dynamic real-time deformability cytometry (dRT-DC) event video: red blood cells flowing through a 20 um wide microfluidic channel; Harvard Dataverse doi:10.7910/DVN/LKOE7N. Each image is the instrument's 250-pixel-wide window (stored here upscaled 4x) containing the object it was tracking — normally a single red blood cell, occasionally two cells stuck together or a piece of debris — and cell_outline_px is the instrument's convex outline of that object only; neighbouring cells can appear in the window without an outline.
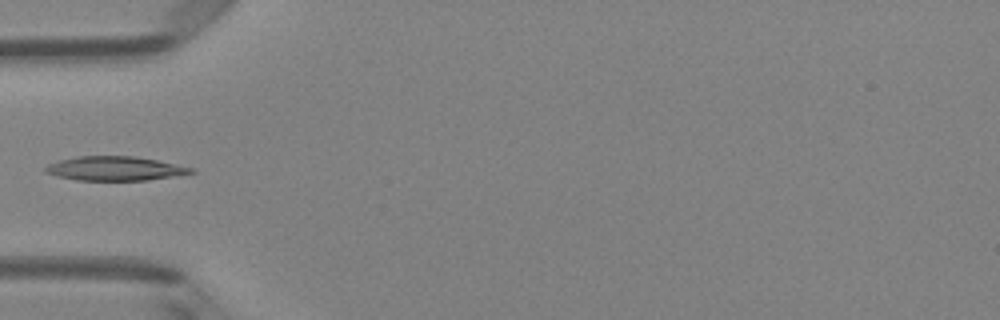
{"species": "Egyptian fruit bat (a non-hibernating species)", "species_latin": "Rousettus aegyptiacus", "temperature_condition": "room temperature", "stored_images_in_passage": 5, "camera_frame_rate_fps": 3000, "um_per_image_px": 0.085, "animal": {"sex": "female"}, "frame": {"image": 1, "passage_image": 4, "time_ms": 1.0, "image_size_px": [1000, 320], "cell_outline_px": [[196, 172], [148, 180], [76, 180], [56, 176], [44, 172], [44, 168], [48, 164], [60, 160], [80, 156], [136, 156], [156, 160], [192, 168]], "centroid_in_image_um": [9.72, 14.32], "position_along_channel_um": 75.3, "area_um2": 20.29}}
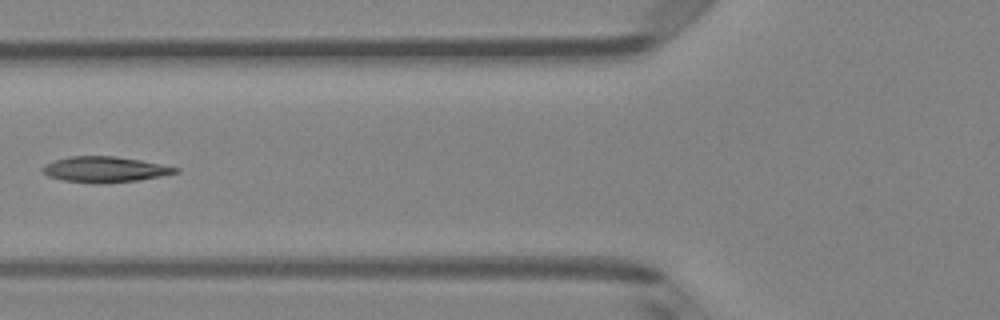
{"frame": {"image": 2, "passage_image": 5, "time_ms": 1.333, "image_size_px": [1000, 320], "cell_outline_px": [[180, 172], [160, 176], [136, 180], [100, 184], [96, 184], [64, 180], [48, 176], [40, 172], [40, 168], [44, 164], [56, 160], [72, 156], [116, 156], [140, 160], [180, 168]], "centroid_in_image_um": [8.87, 14.4], "position_along_channel_um": 116.9, "area_um2": 19.88}}